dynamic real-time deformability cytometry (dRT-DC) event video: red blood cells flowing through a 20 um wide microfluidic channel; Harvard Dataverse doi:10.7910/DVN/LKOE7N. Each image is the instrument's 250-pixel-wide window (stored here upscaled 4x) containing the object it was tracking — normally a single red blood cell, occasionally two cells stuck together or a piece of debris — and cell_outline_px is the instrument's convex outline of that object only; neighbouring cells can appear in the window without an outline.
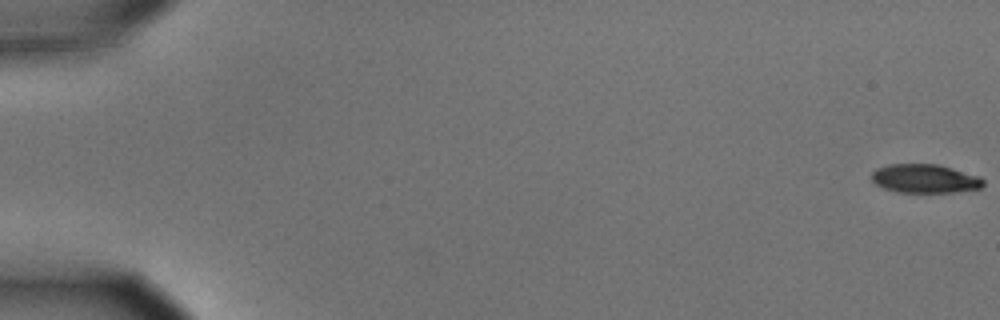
{"species": "common noctule bat (a hibernating species)", "species_latin": "Nyctalus noctula", "temperature_condition": "cold", "stored_images_in_passage": 5, "camera_frame_rate_fps": 3000, "um_per_image_px": 0.085, "animal": {"sex": "male", "body_mass_g": 15.6}, "frame": {"image": 1, "passage_image": 1, "time_ms": 0.0, "image_size_px": [1000, 320], "cell_outline_px": [[984, 184], [980, 188], [952, 192], [896, 192], [884, 188], [876, 184], [872, 180], [872, 172], [876, 168], [888, 164], [936, 164], [952, 168], [980, 176], [984, 180]], "centroid_in_image_um": [78.6, 15.18], "position_along_channel_um": 6.4, "area_um2": 18.67}}
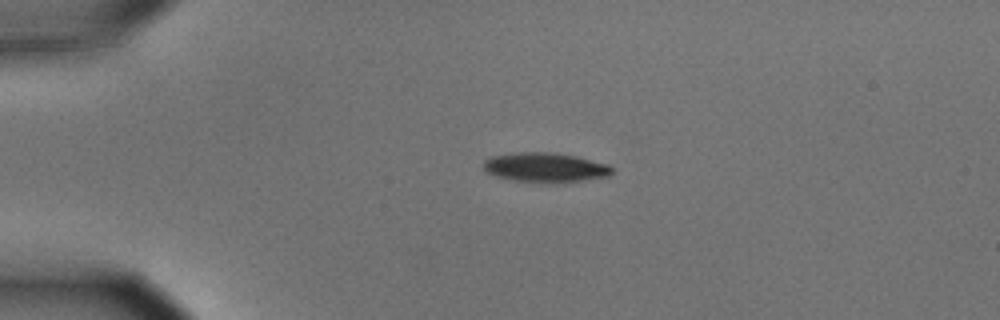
{"frame": {"image": 2, "passage_image": 4, "time_ms": 1.0, "image_size_px": [1000, 320], "cell_outline_px": [[612, 172], [608, 176], [584, 180], [512, 180], [496, 176], [484, 172], [484, 160], [492, 156], [512, 152], [552, 152], [576, 156], [608, 164], [612, 168]], "centroid_in_image_um": [46.3, 14.18], "position_along_channel_um": 38.7, "area_um2": 21.39}}